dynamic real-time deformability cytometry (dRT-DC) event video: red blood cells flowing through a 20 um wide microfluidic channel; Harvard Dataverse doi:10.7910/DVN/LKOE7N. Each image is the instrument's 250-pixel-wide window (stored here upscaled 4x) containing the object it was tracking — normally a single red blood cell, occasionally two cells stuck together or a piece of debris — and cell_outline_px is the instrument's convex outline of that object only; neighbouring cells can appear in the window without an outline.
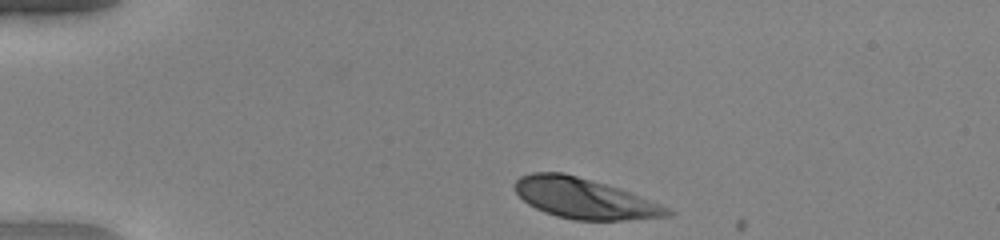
{"species": "human", "species_latin": "Homo sapiens", "temperature_condition": "warm", "stored_images_in_passage": 36, "camera_frame_rate_fps": 3000, "um_per_image_px": 0.085, "donor": {"sex": "female"}, "frame": {"image": 1, "passage_image": 1, "time_ms": 0.0, "image_size_px": [1000, 240], "cell_outline_px": [[676, 212], [672, 216], [624, 220], [576, 220], [556, 216], [544, 212], [528, 204], [512, 188], [512, 184], [520, 176], [532, 172], [564, 172], [620, 188], [660, 204]], "centroid_in_image_um": [49.66, 16.86], "position_along_channel_um": 35.3, "area_um2": 36.07}}
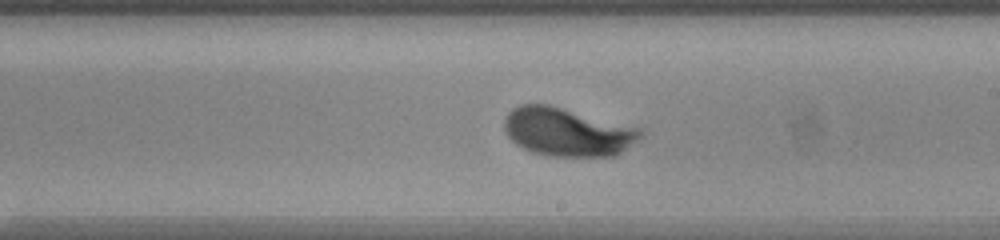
{"frame": {"image": 2, "passage_image": 21, "time_ms": 6.667, "image_size_px": [1000, 240], "cell_outline_px": [[644, 136], [620, 152], [612, 156], [552, 156], [532, 152], [516, 144], [508, 136], [504, 128], [504, 120], [508, 112], [512, 108], [520, 104], [548, 104], [644, 128]], "centroid_in_image_um": [48.25, 11.2], "position_along_channel_um": 240.7, "area_um2": 38.61}}
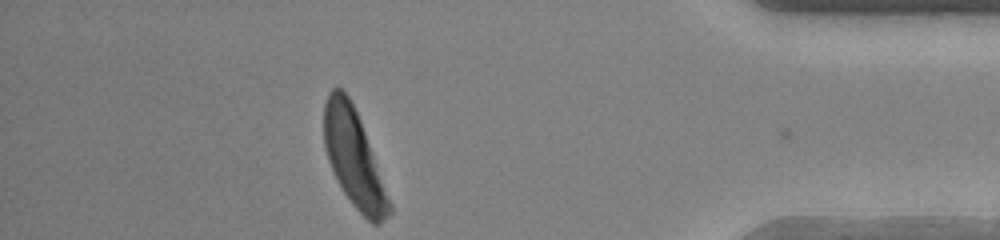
{"frame": {"image": 3, "passage_image": 36, "time_ms": 11.667, "image_size_px": [1000, 240], "cell_outline_px": [[392, 212], [380, 224], [372, 224], [352, 204], [344, 192], [328, 160], [324, 148], [324, 104], [328, 92], [332, 88], [340, 88], [348, 96], [360, 120], [392, 204]], "centroid_in_image_um": [30.08, 13.47], "position_along_channel_um": 405.1, "area_um2": 36.36}, "authors_computed_cell_mechanics": {"area_um2": 37.0498, "velocity_mm_per_s": 4.0015, "shape_relaxation_time_tau1_ms": 1.9891, "shape_relaxation_time_tau2_ms": null, "deformation_change_tau1": 0.1885, "deformation_change_tau2": null}}